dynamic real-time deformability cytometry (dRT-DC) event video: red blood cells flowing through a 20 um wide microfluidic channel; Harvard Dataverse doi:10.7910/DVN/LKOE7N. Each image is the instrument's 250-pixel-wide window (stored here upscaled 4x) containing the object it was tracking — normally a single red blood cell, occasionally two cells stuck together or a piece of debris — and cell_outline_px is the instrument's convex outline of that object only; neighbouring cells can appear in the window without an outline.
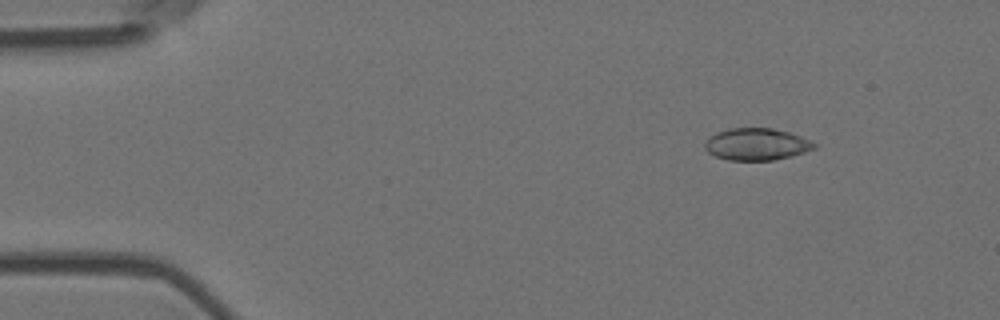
{"species": "Egyptian fruit bat (a non-hibernating species)", "species_latin": "Rousettus aegyptiacus", "temperature_condition": "room temperature", "stored_images_in_passage": 5, "camera_frame_rate_fps": 3000, "um_per_image_px": 0.085, "animal": {"sex": "female"}, "frame": {"image": 1, "passage_image": 2, "time_ms": 0.333, "image_size_px": [1000, 320], "cell_outline_px": [[820, 144], [816, 148], [792, 156], [772, 160], [728, 160], [716, 156], [708, 152], [704, 148], [704, 144], [708, 136], [716, 132], [728, 128], [772, 128], [788, 132], [800, 136]], "centroid_in_image_um": [64.31, 12.25], "position_along_channel_um": 20.7, "area_um2": 20.58}}